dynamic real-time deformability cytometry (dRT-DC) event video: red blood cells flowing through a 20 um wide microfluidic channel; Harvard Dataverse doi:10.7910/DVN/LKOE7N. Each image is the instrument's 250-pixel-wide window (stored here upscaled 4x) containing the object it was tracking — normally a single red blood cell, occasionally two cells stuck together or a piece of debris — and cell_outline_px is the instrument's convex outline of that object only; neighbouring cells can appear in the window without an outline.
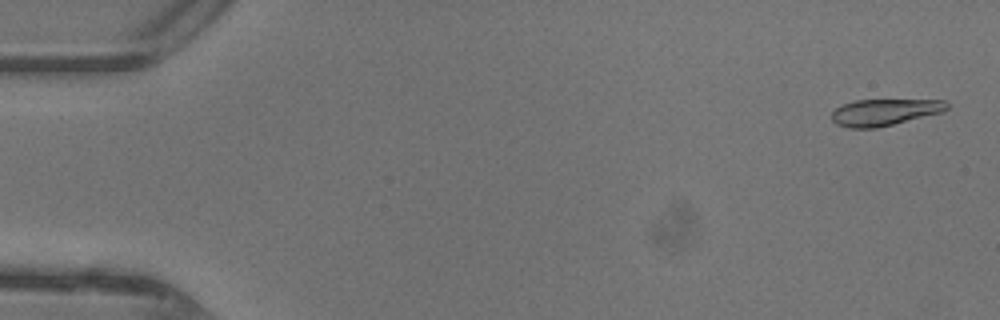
{"species": "common noctule bat (a hibernating species)", "species_latin": "Nyctalus noctula", "temperature_condition": "warm", "stored_images_in_passage": 8, "camera_frame_rate_fps": 3000, "um_per_image_px": 0.085, "animal": {"sex": "female"}, "frame": {"image": 1, "passage_image": 2, "time_ms": 0.333, "image_size_px": [1000, 320], "cell_outline_px": [[948, 108], [944, 112], [876, 128], [848, 128], [836, 124], [832, 120], [832, 112], [836, 108], [844, 104], [856, 100], [944, 100], [948, 104]], "centroid_in_image_um": [75.19, 9.54], "position_along_channel_um": 9.8, "area_um2": 17.8}}